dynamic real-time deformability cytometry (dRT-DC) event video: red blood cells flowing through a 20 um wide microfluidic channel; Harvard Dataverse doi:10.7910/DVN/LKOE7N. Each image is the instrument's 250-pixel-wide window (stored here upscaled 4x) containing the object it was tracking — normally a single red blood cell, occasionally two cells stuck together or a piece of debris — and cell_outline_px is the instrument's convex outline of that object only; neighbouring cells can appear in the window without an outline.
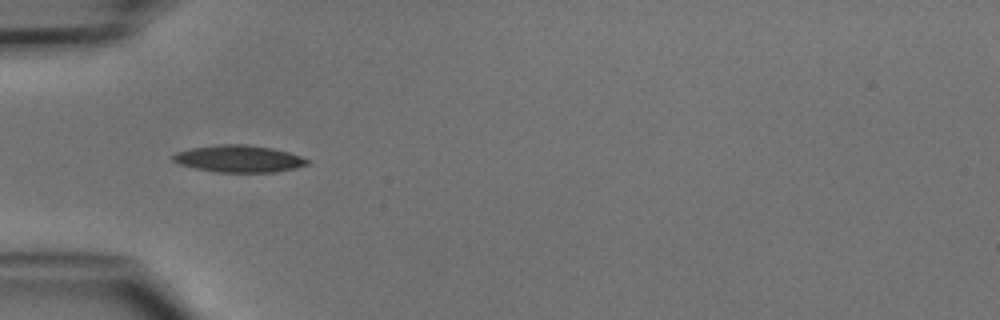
{"species": "common noctule bat (a hibernating species)", "species_latin": "Nyctalus noctula", "temperature_condition": "cold", "stored_images_in_passage": 1, "camera_frame_rate_fps": 3000, "um_per_image_px": 0.085, "animal": {"sex": "male", "body_mass_g": 15.6}, "frame": {"image": 1, "passage_image": 1, "time_ms": 0.0, "image_size_px": [1000, 320], "cell_outline_px": [[308, 164], [296, 168], [276, 172], [216, 172], [196, 168], [180, 164], [172, 160], [172, 156], [176, 152], [188, 148], [216, 144], [244, 144], [272, 148], [288, 152], [300, 156], [308, 160]], "centroid_in_image_um": [20.27, 13.49], "position_along_channel_um": 64.7, "area_um2": 21.15}}